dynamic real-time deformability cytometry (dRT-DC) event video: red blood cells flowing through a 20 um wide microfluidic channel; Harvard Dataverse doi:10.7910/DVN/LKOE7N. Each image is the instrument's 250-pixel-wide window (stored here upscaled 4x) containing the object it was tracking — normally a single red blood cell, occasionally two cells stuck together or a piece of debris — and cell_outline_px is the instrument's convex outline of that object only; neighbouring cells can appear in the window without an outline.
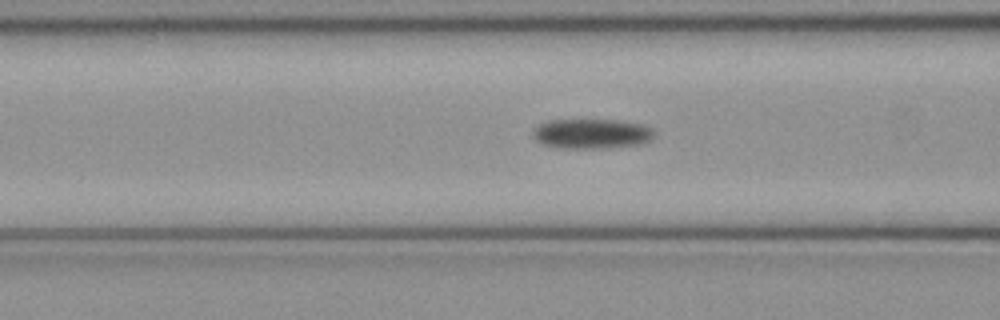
{"species": "common noctule bat (a hibernating species)", "species_latin": "Nyctalus noctula", "temperature_condition": "cold", "stored_images_in_passage": 39, "camera_frame_rate_fps": 3000, "um_per_image_px": 0.085, "animal": {"sex": "female", "body_mass_g": 21.9}, "frame": {"image": 1, "passage_image": 18, "time_ms": 5.667, "image_size_px": [1000, 320], "cell_outline_px": [[656, 132], [648, 140], [640, 144], [600, 148], [556, 148], [544, 144], [536, 140], [532, 136], [532, 128], [548, 120], [620, 120], [644, 124], [652, 128]], "centroid_in_image_um": [50.26, 11.35], "position_along_channel_um": 116.3, "area_um2": 21.21}}
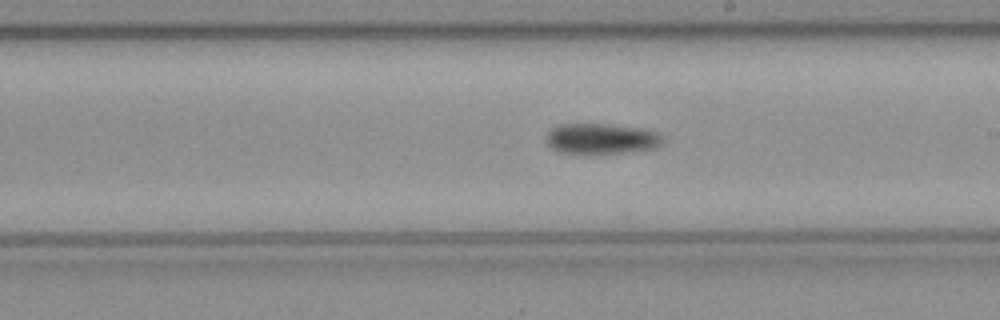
{"frame": {"image": 2, "passage_image": 27, "time_ms": 8.667, "image_size_px": [1000, 320], "cell_outline_px": [[664, 140], [656, 148], [624, 152], [560, 152], [552, 148], [548, 144], [548, 132], [552, 128], [560, 124], [604, 124], [648, 128], [656, 132]], "centroid_in_image_um": [51.16, 11.76], "position_along_channel_um": 237.8, "area_um2": 20.29}}
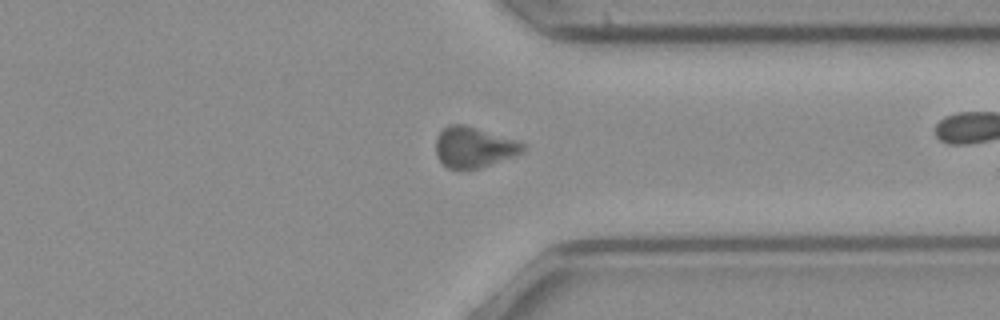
{"frame": {"image": 3, "passage_image": 37, "time_ms": 12.0, "image_size_px": [1000, 320], "cell_outline_px": [[524, 152], [516, 156], [480, 168], [460, 172], [448, 168], [436, 156], [436, 136], [448, 124], [464, 124], [516, 140], [524, 144]], "centroid_in_image_um": [40.26, 12.55], "position_along_channel_um": 371.1, "area_um2": 20.98}}